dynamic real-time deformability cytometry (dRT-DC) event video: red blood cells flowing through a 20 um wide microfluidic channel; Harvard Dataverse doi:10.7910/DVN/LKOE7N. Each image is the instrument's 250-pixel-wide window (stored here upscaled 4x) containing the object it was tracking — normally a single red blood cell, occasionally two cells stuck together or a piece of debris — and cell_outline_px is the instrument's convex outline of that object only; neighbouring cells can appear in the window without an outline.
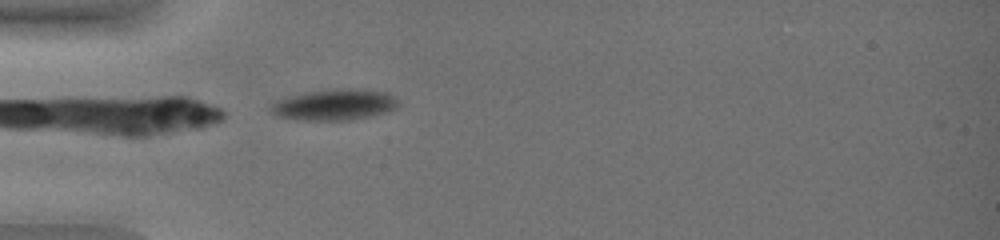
{"species": "common noctule bat (a hibernating species)", "species_latin": "Nyctalus noctula", "temperature_condition": "warm", "stored_images_in_passage": 35, "camera_frame_rate_fps": 3000, "um_per_image_px": 0.085, "animal": {"sex": "female", "body_mass_g": 19.0, "forearm_length_mm": 51.5}, "frame": {"image": 1, "passage_image": 1, "time_ms": 0.0, "image_size_px": [1000, 240], "cell_outline_px": [[400, 108], [388, 112], [372, 116], [352, 120], [300, 120], [276, 116], [268, 112], [268, 104], [272, 100], [304, 92], [328, 88], [364, 88], [388, 92], [396, 96], [400, 100]], "centroid_in_image_um": [28.44, 8.88], "position_along_channel_um": 56.6, "area_um2": 24.39}}
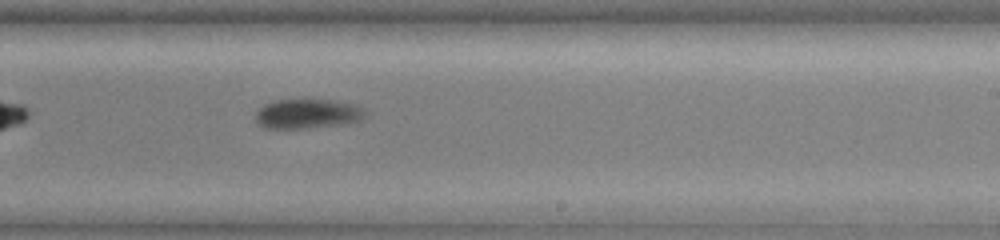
{"frame": {"image": 2, "passage_image": 18, "time_ms": 5.667, "image_size_px": [1000, 240], "cell_outline_px": [[368, 116], [360, 120], [348, 124], [304, 128], [264, 128], [256, 124], [256, 108], [272, 100], [336, 100], [360, 104], [364, 108]], "centroid_in_image_um": [26.18, 9.66], "position_along_channel_um": 262.8, "area_um2": 19.48}}
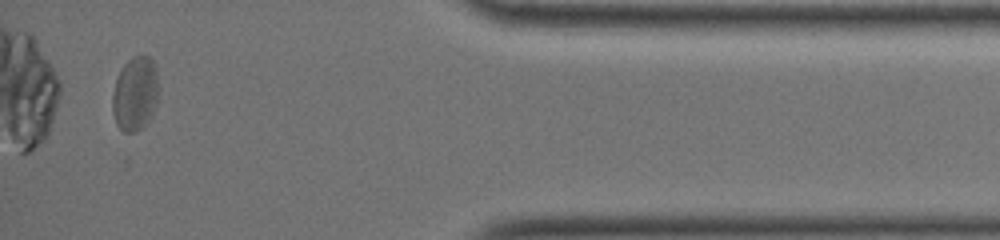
{"frame": {"image": 3, "passage_image": 33, "time_ms": 10.667, "image_size_px": [1000, 240], "cell_outline_px": [[156, 104], [152, 116], [140, 128], [132, 132], [124, 132], [116, 124], [112, 112], [112, 96], [116, 80], [124, 64], [132, 56], [148, 56], [152, 60], [156, 68]], "centroid_in_image_um": [11.46, 7.97], "position_along_channel_um": 423.7, "area_um2": 19.54}, "authors_computed_cell_mechanics": {"area_um2": 20.3456, "velocity_mm_per_s": 3.8045, "shape_relaxation_time_tau1_ms": null, "shape_relaxation_time_tau2_ms": 2.4404, "deformation_change_tau1": null, "deformation_change_tau2": 0.0459}}